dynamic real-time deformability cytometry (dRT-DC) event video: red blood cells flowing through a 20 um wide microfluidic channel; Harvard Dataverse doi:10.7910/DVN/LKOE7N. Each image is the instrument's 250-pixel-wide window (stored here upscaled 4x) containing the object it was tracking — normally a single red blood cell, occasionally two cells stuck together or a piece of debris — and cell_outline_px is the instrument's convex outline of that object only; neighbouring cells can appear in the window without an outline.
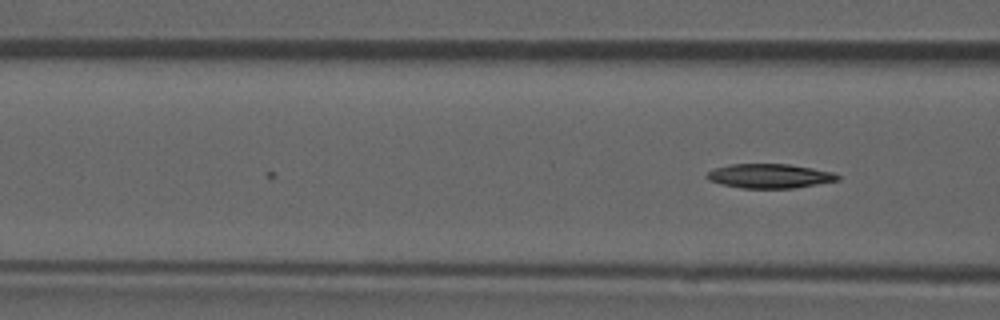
{"species": "common noctule bat (a hibernating species)", "species_latin": "Nyctalus noctula", "temperature_condition": "room temperature", "stored_images_in_passage": 20, "camera_frame_rate_fps": 3000, "um_per_image_px": 0.085, "animal": {"sex": "male", "forearm_length_mm": 52.5}, "frame": {"image": 1, "passage_image": 20, "time_ms": 6.333, "image_size_px": [1000, 320], "cell_outline_px": [[840, 180], [792, 188], [740, 188], [720, 184], [708, 180], [704, 176], [708, 172], [716, 168], [732, 164], [788, 164], [812, 168], [832, 172], [840, 176]], "centroid_in_image_um": [65.39, 14.96], "position_along_channel_um": 101.2, "area_um2": 18.44}}